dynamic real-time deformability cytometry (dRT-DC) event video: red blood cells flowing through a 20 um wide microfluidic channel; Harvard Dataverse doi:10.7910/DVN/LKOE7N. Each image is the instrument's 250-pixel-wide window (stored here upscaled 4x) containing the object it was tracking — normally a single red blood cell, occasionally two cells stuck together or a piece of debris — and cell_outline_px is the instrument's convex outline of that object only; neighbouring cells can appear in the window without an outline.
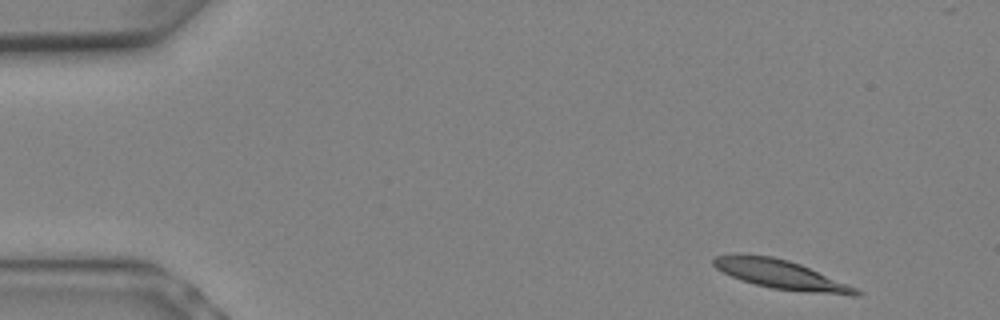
{"species": "Egyptian fruit bat (a non-hibernating species)", "species_latin": "Rousettus aegyptiacus", "temperature_condition": "warm", "stored_images_in_passage": 8, "camera_frame_rate_fps": 3000, "um_per_image_px": 0.085, "animal": {"sex": "female"}, "frame": {"image": 1, "passage_image": 1, "time_ms": 0.0, "image_size_px": [1000, 320], "cell_outline_px": [[864, 292], [860, 296], [852, 296], [808, 292], [772, 288], [756, 284], [732, 276], [716, 268], [712, 264], [712, 256], [736, 252], [772, 256], [788, 260], [800, 264], [856, 288]], "centroid_in_image_um": [66.33, 23.31], "position_along_channel_um": 18.7, "area_um2": 24.16}}
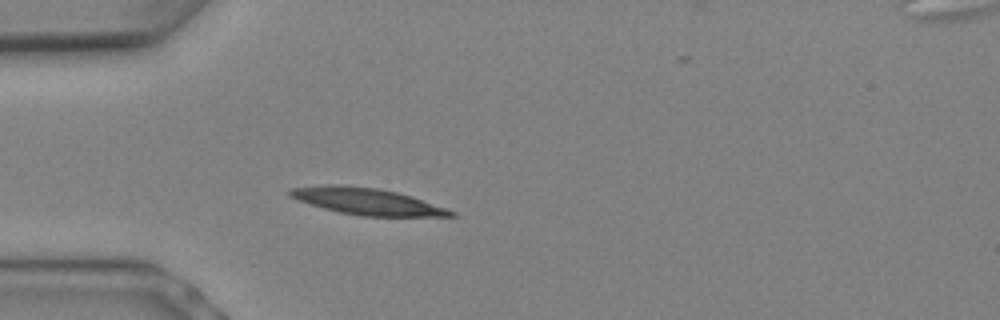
{"frame": {"image": 2, "passage_image": 5, "time_ms": 1.333, "image_size_px": [1000, 320], "cell_outline_px": [[456, 216], [360, 216], [340, 212], [324, 208], [288, 196], [288, 188], [328, 184], [340, 184], [380, 188], [396, 192], [456, 212]], "centroid_in_image_um": [31.11, 17.1], "position_along_channel_um": 53.9, "area_um2": 24.57}}